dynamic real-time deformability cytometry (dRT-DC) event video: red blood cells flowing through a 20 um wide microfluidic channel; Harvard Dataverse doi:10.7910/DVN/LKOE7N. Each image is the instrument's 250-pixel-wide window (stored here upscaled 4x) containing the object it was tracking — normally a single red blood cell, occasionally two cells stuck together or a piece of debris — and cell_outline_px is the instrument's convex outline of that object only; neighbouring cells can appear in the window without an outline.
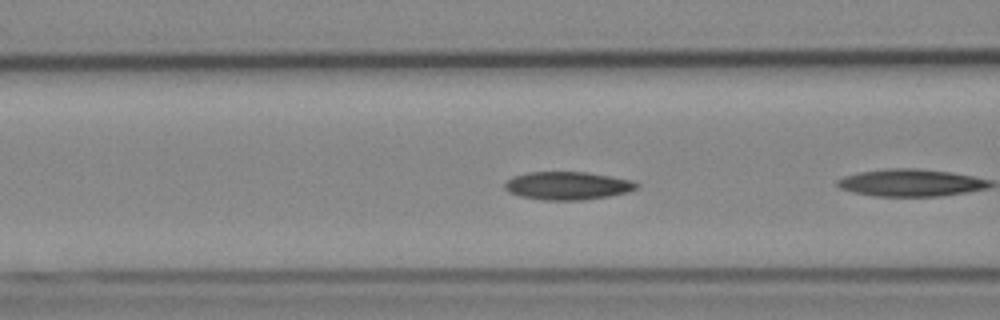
{"species": "Egyptian fruit bat (a non-hibernating species)", "species_latin": "Rousettus aegyptiacus", "temperature_condition": "cold", "stored_images_in_passage": 8, "camera_frame_rate_fps": 3000, "um_per_image_px": 0.085, "animal": {"sex": "female"}, "frame": {"image": 1, "passage_image": 4, "time_ms": 1.0, "image_size_px": [1000, 320], "cell_outline_px": [[640, 184], [636, 188], [628, 192], [608, 196], [584, 200], [544, 200], [520, 196], [508, 192], [504, 188], [504, 184], [512, 176], [528, 172], [588, 172], [632, 180]], "centroid_in_image_um": [48.23, 15.78], "position_along_channel_um": 118.4, "area_um2": 21.62}}